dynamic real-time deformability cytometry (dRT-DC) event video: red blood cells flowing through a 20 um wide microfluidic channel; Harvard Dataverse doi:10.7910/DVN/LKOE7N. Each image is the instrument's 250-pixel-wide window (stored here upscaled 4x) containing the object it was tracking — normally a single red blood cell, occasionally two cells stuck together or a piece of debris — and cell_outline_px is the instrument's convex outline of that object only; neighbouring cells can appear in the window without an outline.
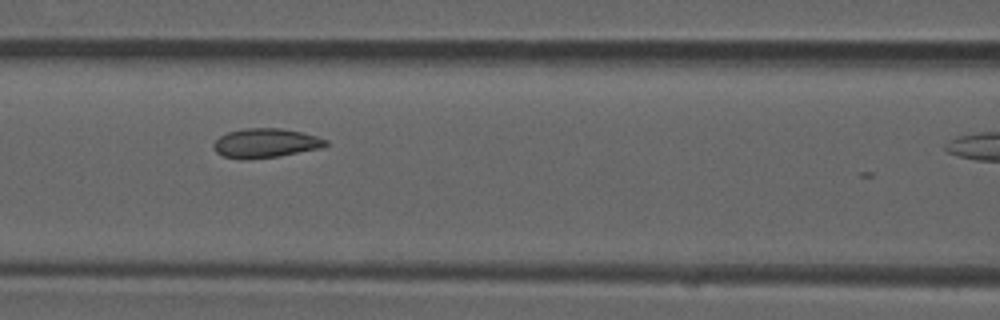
{"species": "common noctule bat (a hibernating species)", "species_latin": "Nyctalus noctula", "temperature_condition": "room temperature", "stored_images_in_passage": 18, "camera_frame_rate_fps": 3000, "um_per_image_px": 0.085, "animal": {"sex": "male", "forearm_length_mm": 52.5}, "frame": {"image": 1, "passage_image": 15, "time_ms": 4.667, "image_size_px": [1000, 320], "cell_outline_px": [[328, 144], [324, 148], [280, 156], [224, 156], [216, 152], [212, 144], [220, 136], [228, 132], [244, 128], [280, 128], [300, 132], [316, 136], [328, 140]], "centroid_in_image_um": [22.65, 12.12], "position_along_channel_um": 143.9, "area_um2": 18.44}}